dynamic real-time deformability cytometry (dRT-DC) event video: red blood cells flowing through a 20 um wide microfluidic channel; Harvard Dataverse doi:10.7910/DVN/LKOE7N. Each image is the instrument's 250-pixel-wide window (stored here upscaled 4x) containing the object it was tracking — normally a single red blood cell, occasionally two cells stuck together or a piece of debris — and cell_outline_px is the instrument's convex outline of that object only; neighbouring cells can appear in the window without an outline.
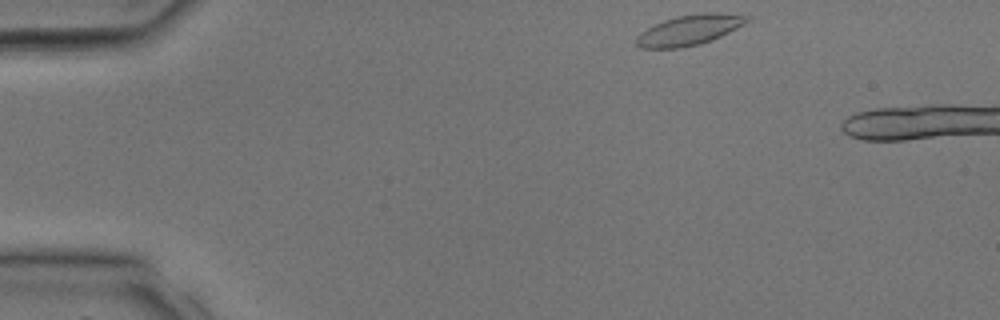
{"species": "common noctule bat (a hibernating species)", "species_latin": "Nyctalus noctula", "temperature_condition": "room temperature", "stored_images_in_passage": 4, "camera_frame_rate_fps": 3000, "um_per_image_px": 0.085, "animal": {"sex": "male", "body_mass_g": 17.9, "forearm_length_mm": 54.2}, "frame": {"image": 1, "passage_image": 1, "time_ms": 0.0, "image_size_px": [1000, 320], "cell_outline_px": [[752, 20], [712, 40], [700, 44], [680, 48], [640, 48], [636, 44], [636, 36], [640, 32], [664, 20], [676, 16], [704, 12], [716, 12], [752, 16]], "centroid_in_image_um": [58.62, 2.54], "position_along_channel_um": 26.4, "area_um2": 19.59}}